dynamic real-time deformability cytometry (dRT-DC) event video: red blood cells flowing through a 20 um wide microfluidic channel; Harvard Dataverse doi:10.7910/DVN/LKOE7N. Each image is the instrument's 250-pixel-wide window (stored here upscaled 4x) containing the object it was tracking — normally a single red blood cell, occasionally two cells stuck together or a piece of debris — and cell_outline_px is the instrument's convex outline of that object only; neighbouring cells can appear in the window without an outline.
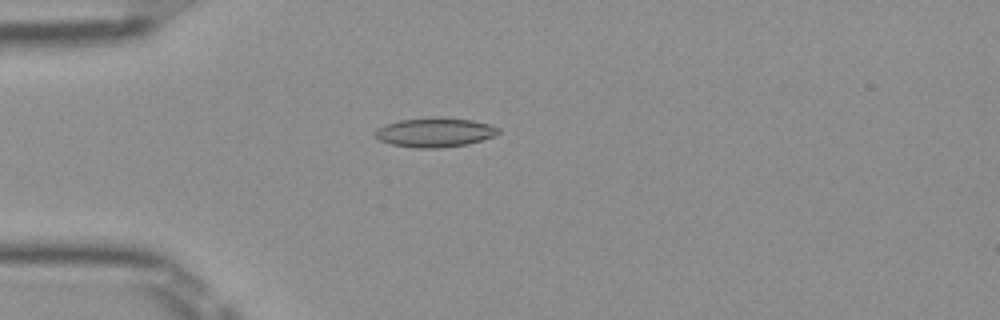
{"species": "Egyptian fruit bat (a non-hibernating species)", "species_latin": "Rousettus aegyptiacus", "temperature_condition": "room temperature", "stored_images_in_passage": 42, "camera_frame_rate_fps": 3000, "um_per_image_px": 0.085, "frame": {"image": 1, "passage_image": 5, "time_ms": 1.333, "image_size_px": [1000, 320], "cell_outline_px": [[500, 132], [496, 136], [468, 144], [440, 148], [412, 148], [392, 144], [380, 140], [376, 136], [376, 128], [400, 120], [432, 116], [472, 120], [488, 124], [500, 128]], "centroid_in_image_um": [37.0, 11.25], "position_along_channel_um": 48.0, "area_um2": 21.15}}
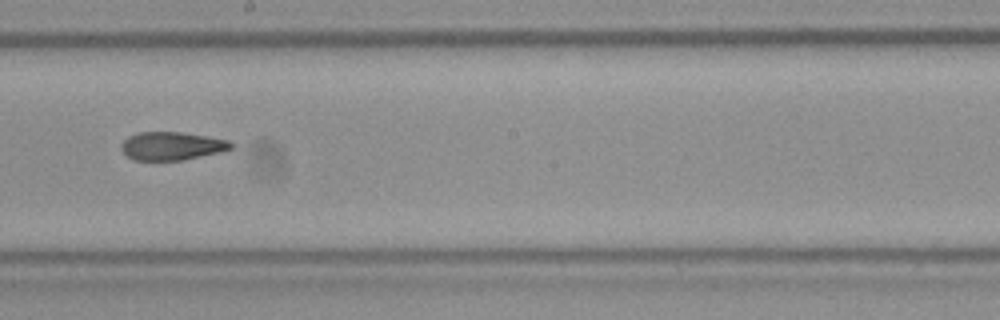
{"frame": {"image": 2, "passage_image": 20, "time_ms": 6.333, "image_size_px": [1000, 320], "cell_outline_px": [[232, 148], [220, 152], [184, 160], [132, 160], [120, 148], [120, 144], [128, 136], [136, 132], [180, 132], [228, 140], [232, 144]], "centroid_in_image_um": [14.55, 12.41], "position_along_channel_um": 233.6, "area_um2": 17.98}}
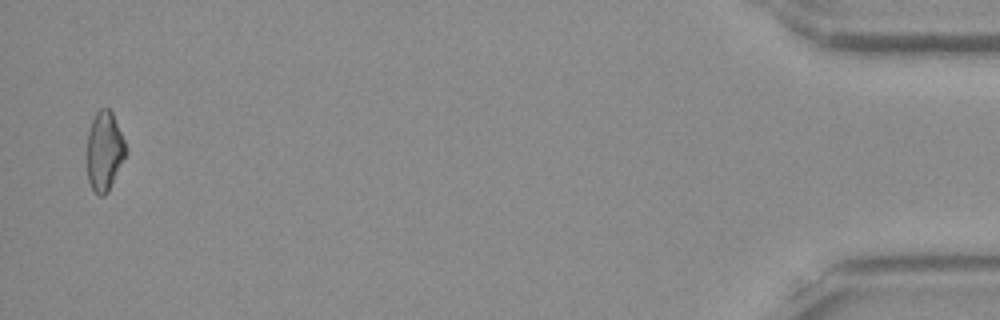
{"frame": {"image": 3, "passage_image": 41, "time_ms": 13.333, "image_size_px": [1000, 320], "cell_outline_px": [[128, 152], [108, 192], [104, 196], [100, 196], [92, 188], [88, 180], [88, 132], [92, 120], [96, 112], [100, 108], [108, 108], [112, 112], [124, 140]], "centroid_in_image_um": [8.9, 12.85], "position_along_channel_um": 426.3, "area_um2": 17.8}, "authors_computed_cell_mechanics": {"area_um2": 18.8139, "velocity_mm_per_s": 4.0018, "shape_relaxation_time_tau1_ms": null, "shape_relaxation_time_tau2_ms": 3.5966, "deformation_change_tau1": null, "deformation_change_tau2": 0.1152}}